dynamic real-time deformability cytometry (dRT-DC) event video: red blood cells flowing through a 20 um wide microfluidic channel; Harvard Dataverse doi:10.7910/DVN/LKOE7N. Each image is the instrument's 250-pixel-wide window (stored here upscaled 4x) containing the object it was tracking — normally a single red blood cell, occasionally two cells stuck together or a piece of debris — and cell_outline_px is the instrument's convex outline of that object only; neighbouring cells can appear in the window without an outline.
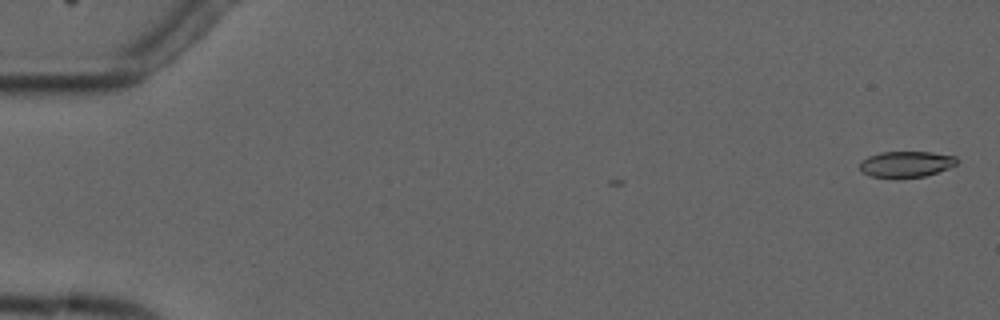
{"species": "common noctule bat (a hibernating species)", "species_latin": "Nyctalus noctula", "temperature_condition": "cold", "stored_images_in_passage": 2, "camera_frame_rate_fps": 3000, "um_per_image_px": 0.085, "animal": {"sex": "male", "forearm_length_mm": 52.5}, "frame": {"image": 1, "passage_image": 2, "time_ms": 1.0, "image_size_px": [1000, 320], "cell_outline_px": [[956, 164], [948, 168], [924, 176], [900, 180], [896, 180], [872, 176], [860, 172], [860, 164], [868, 156], [880, 152], [932, 152], [956, 156]], "centroid_in_image_um": [76.98, 13.98], "position_along_channel_um": 8.0, "area_um2": 15.03}}